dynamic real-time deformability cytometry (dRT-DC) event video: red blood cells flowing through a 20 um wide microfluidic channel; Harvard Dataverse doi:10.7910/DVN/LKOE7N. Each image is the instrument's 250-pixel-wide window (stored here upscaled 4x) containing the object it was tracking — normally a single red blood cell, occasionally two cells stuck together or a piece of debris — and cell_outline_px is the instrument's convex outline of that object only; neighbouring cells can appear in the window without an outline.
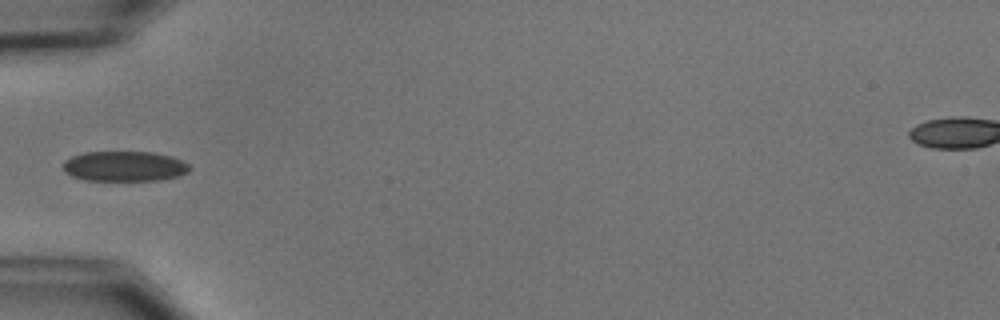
{"species": "common noctule bat (a hibernating species)", "species_latin": "Nyctalus noctula", "temperature_condition": "cold", "stored_images_in_passage": 5, "camera_frame_rate_fps": 3000, "um_per_image_px": 0.085, "animal": {"sex": "male", "body_mass_g": 15.6}, "frame": {"image": 1, "passage_image": 5, "time_ms": 5.0, "image_size_px": [1000, 320], "cell_outline_px": [[192, 168], [188, 172], [180, 176], [160, 180], [84, 180], [72, 176], [64, 172], [64, 160], [72, 156], [84, 152], [152, 152], [172, 156], [188, 164]], "centroid_in_image_um": [10.59, 14.13], "position_along_channel_um": 74.4, "area_um2": 22.31}}